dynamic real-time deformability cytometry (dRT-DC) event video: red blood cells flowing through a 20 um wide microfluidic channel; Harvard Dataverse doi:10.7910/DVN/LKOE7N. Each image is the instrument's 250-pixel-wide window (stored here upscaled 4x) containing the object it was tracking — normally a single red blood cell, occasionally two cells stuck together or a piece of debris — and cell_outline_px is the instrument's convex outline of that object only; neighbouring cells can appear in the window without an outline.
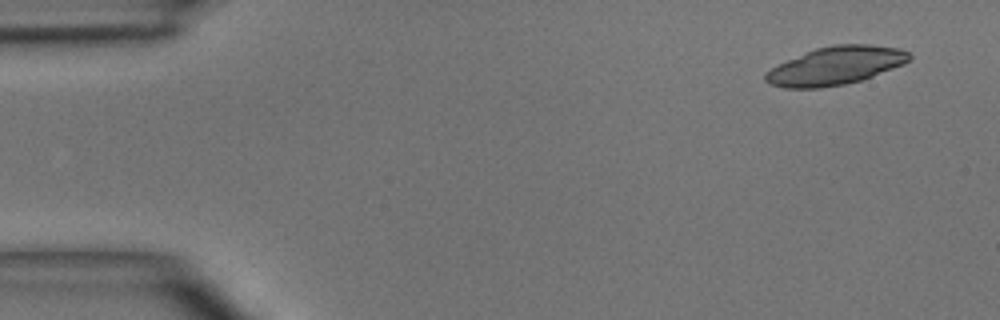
{"species": "common noctule bat (a hibernating species)", "species_latin": "Nyctalus noctula", "temperature_condition": "room temperature", "stored_images_in_passage": 5, "camera_frame_rate_fps": 3000, "um_per_image_px": 0.085, "animal": {"sex": "male", "body_mass_g": 15.6}, "frame": {"image": 1, "passage_image": 1, "time_ms": 0.0, "image_size_px": [1000, 320], "cell_outline_px": [[912, 56], [904, 64], [872, 76], [860, 80], [844, 84], [820, 88], [784, 88], [768, 84], [764, 80], [764, 76], [772, 68], [788, 60], [816, 48], [832, 44], [868, 44], [896, 48], [908, 52]], "centroid_in_image_um": [71.02, 5.59], "position_along_channel_um": 14.0, "area_um2": 31.56}}